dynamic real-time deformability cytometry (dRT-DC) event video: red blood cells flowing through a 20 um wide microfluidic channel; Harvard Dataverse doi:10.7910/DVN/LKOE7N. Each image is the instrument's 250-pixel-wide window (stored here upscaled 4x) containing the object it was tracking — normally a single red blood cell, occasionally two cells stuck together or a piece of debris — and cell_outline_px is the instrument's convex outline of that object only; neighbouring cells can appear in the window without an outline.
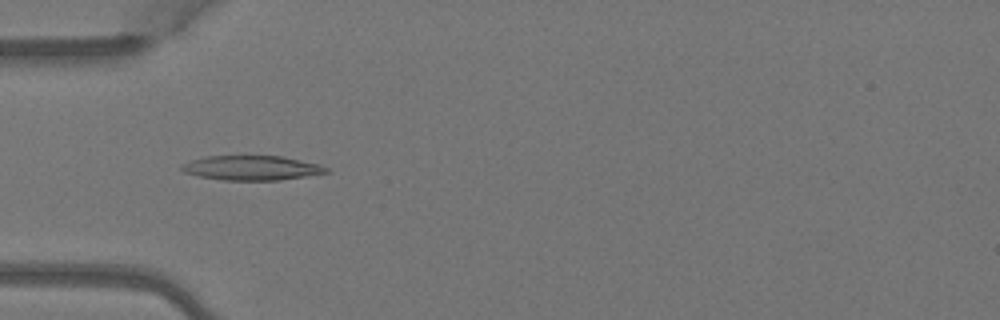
{"species": "Egyptian fruit bat (a non-hibernating species)", "species_latin": "Rousettus aegyptiacus", "temperature_condition": "warm", "stored_images_in_passage": 4, "camera_frame_rate_fps": 3000, "um_per_image_px": 0.085, "animal": {"sex": "female"}, "frame": {"image": 1, "passage_image": 4, "time_ms": 1.0, "image_size_px": [1000, 320], "cell_outline_px": [[332, 172], [280, 180], [220, 180], [200, 176], [184, 172], [180, 168], [180, 164], [192, 160], [208, 156], [284, 156], [320, 164], [328, 168]], "centroid_in_image_um": [21.43, 14.27], "position_along_channel_um": 63.6, "area_um2": 20.81}}